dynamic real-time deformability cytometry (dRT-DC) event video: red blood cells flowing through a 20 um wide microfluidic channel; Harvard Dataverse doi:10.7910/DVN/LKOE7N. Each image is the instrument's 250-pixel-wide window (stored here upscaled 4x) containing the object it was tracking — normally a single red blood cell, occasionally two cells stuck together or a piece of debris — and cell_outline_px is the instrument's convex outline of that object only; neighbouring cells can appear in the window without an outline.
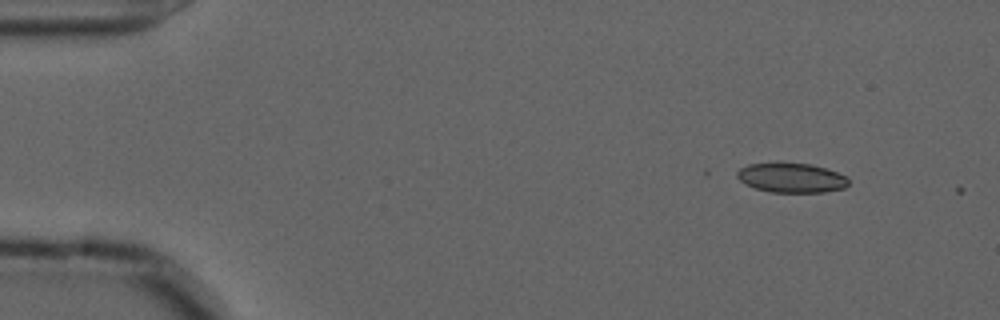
{"species": "common noctule bat (a hibernating species)", "species_latin": "Nyctalus noctula", "temperature_condition": "cold", "stored_images_in_passage": 2, "camera_frame_rate_fps": 3000, "um_per_image_px": 0.085, "animal": {"sex": "male", "forearm_length_mm": 52.5}, "frame": {"image": 1, "passage_image": 1, "time_ms": 0.0, "image_size_px": [1000, 320], "cell_outline_px": [[848, 184], [844, 188], [824, 192], [772, 192], [756, 188], [744, 184], [736, 176], [736, 172], [740, 168], [748, 164], [812, 164], [848, 176]], "centroid_in_image_um": [67.27, 15.13], "position_along_channel_um": 17.7, "area_um2": 18.9}}